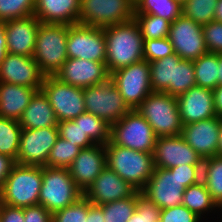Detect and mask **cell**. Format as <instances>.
<instances>
[{
  "mask_svg": "<svg viewBox=\"0 0 222 222\" xmlns=\"http://www.w3.org/2000/svg\"><path fill=\"white\" fill-rule=\"evenodd\" d=\"M106 68L112 72L144 60V40L133 19L104 28Z\"/></svg>",
  "mask_w": 222,
  "mask_h": 222,
  "instance_id": "6da1fadb",
  "label": "cell"
},
{
  "mask_svg": "<svg viewBox=\"0 0 222 222\" xmlns=\"http://www.w3.org/2000/svg\"><path fill=\"white\" fill-rule=\"evenodd\" d=\"M104 147L107 167L134 189L142 191L155 168L153 154L114 145L111 141Z\"/></svg>",
  "mask_w": 222,
  "mask_h": 222,
  "instance_id": "7a4b0ae2",
  "label": "cell"
},
{
  "mask_svg": "<svg viewBox=\"0 0 222 222\" xmlns=\"http://www.w3.org/2000/svg\"><path fill=\"white\" fill-rule=\"evenodd\" d=\"M42 176V166L15 164L0 189V203L19 208L39 205Z\"/></svg>",
  "mask_w": 222,
  "mask_h": 222,
  "instance_id": "3957f363",
  "label": "cell"
},
{
  "mask_svg": "<svg viewBox=\"0 0 222 222\" xmlns=\"http://www.w3.org/2000/svg\"><path fill=\"white\" fill-rule=\"evenodd\" d=\"M67 37V24L41 22L39 25L33 59L45 76H55L68 59Z\"/></svg>",
  "mask_w": 222,
  "mask_h": 222,
  "instance_id": "277c9868",
  "label": "cell"
},
{
  "mask_svg": "<svg viewBox=\"0 0 222 222\" xmlns=\"http://www.w3.org/2000/svg\"><path fill=\"white\" fill-rule=\"evenodd\" d=\"M136 110L150 124L157 137L181 135L183 124L175 96L152 92Z\"/></svg>",
  "mask_w": 222,
  "mask_h": 222,
  "instance_id": "5b68a950",
  "label": "cell"
},
{
  "mask_svg": "<svg viewBox=\"0 0 222 222\" xmlns=\"http://www.w3.org/2000/svg\"><path fill=\"white\" fill-rule=\"evenodd\" d=\"M83 196L67 168L43 167L39 205L52 214L63 209Z\"/></svg>",
  "mask_w": 222,
  "mask_h": 222,
  "instance_id": "8992f818",
  "label": "cell"
},
{
  "mask_svg": "<svg viewBox=\"0 0 222 222\" xmlns=\"http://www.w3.org/2000/svg\"><path fill=\"white\" fill-rule=\"evenodd\" d=\"M157 138L150 124L136 109L111 125L110 141L114 145L153 154Z\"/></svg>",
  "mask_w": 222,
  "mask_h": 222,
  "instance_id": "52a82bcc",
  "label": "cell"
},
{
  "mask_svg": "<svg viewBox=\"0 0 222 222\" xmlns=\"http://www.w3.org/2000/svg\"><path fill=\"white\" fill-rule=\"evenodd\" d=\"M83 95L86 112L109 125L115 124L131 110L110 78L105 83L83 88Z\"/></svg>",
  "mask_w": 222,
  "mask_h": 222,
  "instance_id": "ba28073f",
  "label": "cell"
},
{
  "mask_svg": "<svg viewBox=\"0 0 222 222\" xmlns=\"http://www.w3.org/2000/svg\"><path fill=\"white\" fill-rule=\"evenodd\" d=\"M134 17L132 0H81L78 24L105 28Z\"/></svg>",
  "mask_w": 222,
  "mask_h": 222,
  "instance_id": "9c48e42d",
  "label": "cell"
},
{
  "mask_svg": "<svg viewBox=\"0 0 222 222\" xmlns=\"http://www.w3.org/2000/svg\"><path fill=\"white\" fill-rule=\"evenodd\" d=\"M128 107L137 109L141 102L153 92L150 66L146 60L118 69L110 74Z\"/></svg>",
  "mask_w": 222,
  "mask_h": 222,
  "instance_id": "30bf717a",
  "label": "cell"
},
{
  "mask_svg": "<svg viewBox=\"0 0 222 222\" xmlns=\"http://www.w3.org/2000/svg\"><path fill=\"white\" fill-rule=\"evenodd\" d=\"M41 90L47 96L58 122L74 120L86 112L81 87L66 84L55 76H45Z\"/></svg>",
  "mask_w": 222,
  "mask_h": 222,
  "instance_id": "8fae6325",
  "label": "cell"
},
{
  "mask_svg": "<svg viewBox=\"0 0 222 222\" xmlns=\"http://www.w3.org/2000/svg\"><path fill=\"white\" fill-rule=\"evenodd\" d=\"M66 51L68 58L105 62L106 39L104 28L81 24L68 25Z\"/></svg>",
  "mask_w": 222,
  "mask_h": 222,
  "instance_id": "7c38bea8",
  "label": "cell"
},
{
  "mask_svg": "<svg viewBox=\"0 0 222 222\" xmlns=\"http://www.w3.org/2000/svg\"><path fill=\"white\" fill-rule=\"evenodd\" d=\"M59 137L58 127L22 129L16 164L47 166L51 148Z\"/></svg>",
  "mask_w": 222,
  "mask_h": 222,
  "instance_id": "4fadbf2b",
  "label": "cell"
},
{
  "mask_svg": "<svg viewBox=\"0 0 222 222\" xmlns=\"http://www.w3.org/2000/svg\"><path fill=\"white\" fill-rule=\"evenodd\" d=\"M174 53L185 60L194 61L207 54L202 25L183 13L171 23L168 35Z\"/></svg>",
  "mask_w": 222,
  "mask_h": 222,
  "instance_id": "5bb4252c",
  "label": "cell"
},
{
  "mask_svg": "<svg viewBox=\"0 0 222 222\" xmlns=\"http://www.w3.org/2000/svg\"><path fill=\"white\" fill-rule=\"evenodd\" d=\"M154 167L170 169L180 165H202L203 159L181 135L158 137L153 153Z\"/></svg>",
  "mask_w": 222,
  "mask_h": 222,
  "instance_id": "9a60e30c",
  "label": "cell"
},
{
  "mask_svg": "<svg viewBox=\"0 0 222 222\" xmlns=\"http://www.w3.org/2000/svg\"><path fill=\"white\" fill-rule=\"evenodd\" d=\"M185 189L175 173L169 169L154 168L142 192L160 209H167L182 205Z\"/></svg>",
  "mask_w": 222,
  "mask_h": 222,
  "instance_id": "2e32d148",
  "label": "cell"
},
{
  "mask_svg": "<svg viewBox=\"0 0 222 222\" xmlns=\"http://www.w3.org/2000/svg\"><path fill=\"white\" fill-rule=\"evenodd\" d=\"M55 77L66 84L85 88L105 83L110 74L105 62L68 58Z\"/></svg>",
  "mask_w": 222,
  "mask_h": 222,
  "instance_id": "e0dca14e",
  "label": "cell"
},
{
  "mask_svg": "<svg viewBox=\"0 0 222 222\" xmlns=\"http://www.w3.org/2000/svg\"><path fill=\"white\" fill-rule=\"evenodd\" d=\"M44 78L45 75L33 57L7 52L0 65V82L41 88Z\"/></svg>",
  "mask_w": 222,
  "mask_h": 222,
  "instance_id": "ac0fdd59",
  "label": "cell"
},
{
  "mask_svg": "<svg viewBox=\"0 0 222 222\" xmlns=\"http://www.w3.org/2000/svg\"><path fill=\"white\" fill-rule=\"evenodd\" d=\"M220 117L183 125L181 136L201 159L218 155Z\"/></svg>",
  "mask_w": 222,
  "mask_h": 222,
  "instance_id": "d6986e66",
  "label": "cell"
},
{
  "mask_svg": "<svg viewBox=\"0 0 222 222\" xmlns=\"http://www.w3.org/2000/svg\"><path fill=\"white\" fill-rule=\"evenodd\" d=\"M137 190L107 166L83 195L96 206L131 197Z\"/></svg>",
  "mask_w": 222,
  "mask_h": 222,
  "instance_id": "ffe728a7",
  "label": "cell"
},
{
  "mask_svg": "<svg viewBox=\"0 0 222 222\" xmlns=\"http://www.w3.org/2000/svg\"><path fill=\"white\" fill-rule=\"evenodd\" d=\"M106 166L104 145L94 144L81 149L68 169L76 186L84 193Z\"/></svg>",
  "mask_w": 222,
  "mask_h": 222,
  "instance_id": "44dd1931",
  "label": "cell"
},
{
  "mask_svg": "<svg viewBox=\"0 0 222 222\" xmlns=\"http://www.w3.org/2000/svg\"><path fill=\"white\" fill-rule=\"evenodd\" d=\"M176 99L183 125L216 117L211 89L195 85Z\"/></svg>",
  "mask_w": 222,
  "mask_h": 222,
  "instance_id": "7402d4cb",
  "label": "cell"
},
{
  "mask_svg": "<svg viewBox=\"0 0 222 222\" xmlns=\"http://www.w3.org/2000/svg\"><path fill=\"white\" fill-rule=\"evenodd\" d=\"M40 24L41 21L35 15L5 21L7 52L33 57Z\"/></svg>",
  "mask_w": 222,
  "mask_h": 222,
  "instance_id": "603a6c76",
  "label": "cell"
},
{
  "mask_svg": "<svg viewBox=\"0 0 222 222\" xmlns=\"http://www.w3.org/2000/svg\"><path fill=\"white\" fill-rule=\"evenodd\" d=\"M81 0H35L34 14L42 23L78 24Z\"/></svg>",
  "mask_w": 222,
  "mask_h": 222,
  "instance_id": "cb8c5ba5",
  "label": "cell"
},
{
  "mask_svg": "<svg viewBox=\"0 0 222 222\" xmlns=\"http://www.w3.org/2000/svg\"><path fill=\"white\" fill-rule=\"evenodd\" d=\"M40 89L0 82V117L19 121L32 96Z\"/></svg>",
  "mask_w": 222,
  "mask_h": 222,
  "instance_id": "d4e9b609",
  "label": "cell"
},
{
  "mask_svg": "<svg viewBox=\"0 0 222 222\" xmlns=\"http://www.w3.org/2000/svg\"><path fill=\"white\" fill-rule=\"evenodd\" d=\"M22 129L57 127L58 121L47 96L40 89L32 96L28 107L19 120Z\"/></svg>",
  "mask_w": 222,
  "mask_h": 222,
  "instance_id": "484cf974",
  "label": "cell"
},
{
  "mask_svg": "<svg viewBox=\"0 0 222 222\" xmlns=\"http://www.w3.org/2000/svg\"><path fill=\"white\" fill-rule=\"evenodd\" d=\"M182 205L187 207L191 212L195 213L204 222L208 218L209 219L215 218V216L211 218L207 217V216H212V214L217 215L216 221H218V219L221 216V213L219 212V206L213 200L203 180L199 181L198 183L190 185L184 190Z\"/></svg>",
  "mask_w": 222,
  "mask_h": 222,
  "instance_id": "4316f807",
  "label": "cell"
},
{
  "mask_svg": "<svg viewBox=\"0 0 222 222\" xmlns=\"http://www.w3.org/2000/svg\"><path fill=\"white\" fill-rule=\"evenodd\" d=\"M182 60L176 53L154 62L150 66V79L153 92H164L170 84H174L175 63Z\"/></svg>",
  "mask_w": 222,
  "mask_h": 222,
  "instance_id": "83f0119b",
  "label": "cell"
},
{
  "mask_svg": "<svg viewBox=\"0 0 222 222\" xmlns=\"http://www.w3.org/2000/svg\"><path fill=\"white\" fill-rule=\"evenodd\" d=\"M134 14H152L171 23L182 14V5L176 0H134Z\"/></svg>",
  "mask_w": 222,
  "mask_h": 222,
  "instance_id": "f1b7e54d",
  "label": "cell"
},
{
  "mask_svg": "<svg viewBox=\"0 0 222 222\" xmlns=\"http://www.w3.org/2000/svg\"><path fill=\"white\" fill-rule=\"evenodd\" d=\"M196 86L214 90L218 86V53H207L193 61Z\"/></svg>",
  "mask_w": 222,
  "mask_h": 222,
  "instance_id": "f546056e",
  "label": "cell"
},
{
  "mask_svg": "<svg viewBox=\"0 0 222 222\" xmlns=\"http://www.w3.org/2000/svg\"><path fill=\"white\" fill-rule=\"evenodd\" d=\"M202 180L219 206L222 203V156L215 155L203 160Z\"/></svg>",
  "mask_w": 222,
  "mask_h": 222,
  "instance_id": "4dcf8cb0",
  "label": "cell"
},
{
  "mask_svg": "<svg viewBox=\"0 0 222 222\" xmlns=\"http://www.w3.org/2000/svg\"><path fill=\"white\" fill-rule=\"evenodd\" d=\"M73 121L95 144L106 145L110 141L111 125L96 115L84 112Z\"/></svg>",
  "mask_w": 222,
  "mask_h": 222,
  "instance_id": "1f68e13d",
  "label": "cell"
},
{
  "mask_svg": "<svg viewBox=\"0 0 222 222\" xmlns=\"http://www.w3.org/2000/svg\"><path fill=\"white\" fill-rule=\"evenodd\" d=\"M22 127L19 121L0 117V154L17 159Z\"/></svg>",
  "mask_w": 222,
  "mask_h": 222,
  "instance_id": "d6a6232c",
  "label": "cell"
},
{
  "mask_svg": "<svg viewBox=\"0 0 222 222\" xmlns=\"http://www.w3.org/2000/svg\"><path fill=\"white\" fill-rule=\"evenodd\" d=\"M143 39L166 38L169 35L171 22L152 14H134Z\"/></svg>",
  "mask_w": 222,
  "mask_h": 222,
  "instance_id": "836d02e7",
  "label": "cell"
},
{
  "mask_svg": "<svg viewBox=\"0 0 222 222\" xmlns=\"http://www.w3.org/2000/svg\"><path fill=\"white\" fill-rule=\"evenodd\" d=\"M195 85L193 61L182 59L179 63H175L174 84H170L164 92L177 97Z\"/></svg>",
  "mask_w": 222,
  "mask_h": 222,
  "instance_id": "e575fe53",
  "label": "cell"
},
{
  "mask_svg": "<svg viewBox=\"0 0 222 222\" xmlns=\"http://www.w3.org/2000/svg\"><path fill=\"white\" fill-rule=\"evenodd\" d=\"M80 151V147L59 136L56 144L51 148L47 159V167L68 169Z\"/></svg>",
  "mask_w": 222,
  "mask_h": 222,
  "instance_id": "d590c367",
  "label": "cell"
},
{
  "mask_svg": "<svg viewBox=\"0 0 222 222\" xmlns=\"http://www.w3.org/2000/svg\"><path fill=\"white\" fill-rule=\"evenodd\" d=\"M136 192L129 198L105 203L99 207L103 211L104 222H127L136 210Z\"/></svg>",
  "mask_w": 222,
  "mask_h": 222,
  "instance_id": "8d00e7d4",
  "label": "cell"
},
{
  "mask_svg": "<svg viewBox=\"0 0 222 222\" xmlns=\"http://www.w3.org/2000/svg\"><path fill=\"white\" fill-rule=\"evenodd\" d=\"M218 0H187L182 5V13L194 22L204 25L215 20Z\"/></svg>",
  "mask_w": 222,
  "mask_h": 222,
  "instance_id": "74e56055",
  "label": "cell"
},
{
  "mask_svg": "<svg viewBox=\"0 0 222 222\" xmlns=\"http://www.w3.org/2000/svg\"><path fill=\"white\" fill-rule=\"evenodd\" d=\"M136 210L127 222H160L161 209L142 191H136Z\"/></svg>",
  "mask_w": 222,
  "mask_h": 222,
  "instance_id": "f35d334b",
  "label": "cell"
},
{
  "mask_svg": "<svg viewBox=\"0 0 222 222\" xmlns=\"http://www.w3.org/2000/svg\"><path fill=\"white\" fill-rule=\"evenodd\" d=\"M34 11L35 0H0V21L29 17Z\"/></svg>",
  "mask_w": 222,
  "mask_h": 222,
  "instance_id": "ab89813d",
  "label": "cell"
},
{
  "mask_svg": "<svg viewBox=\"0 0 222 222\" xmlns=\"http://www.w3.org/2000/svg\"><path fill=\"white\" fill-rule=\"evenodd\" d=\"M88 199L83 195L75 203L53 213L52 222H86Z\"/></svg>",
  "mask_w": 222,
  "mask_h": 222,
  "instance_id": "60d3db41",
  "label": "cell"
},
{
  "mask_svg": "<svg viewBox=\"0 0 222 222\" xmlns=\"http://www.w3.org/2000/svg\"><path fill=\"white\" fill-rule=\"evenodd\" d=\"M59 136L68 140L73 145L83 148L93 146L95 143L83 132L80 125H76L73 120L58 122Z\"/></svg>",
  "mask_w": 222,
  "mask_h": 222,
  "instance_id": "b9f144b4",
  "label": "cell"
},
{
  "mask_svg": "<svg viewBox=\"0 0 222 222\" xmlns=\"http://www.w3.org/2000/svg\"><path fill=\"white\" fill-rule=\"evenodd\" d=\"M144 40V60L154 62L174 54L172 43L168 37Z\"/></svg>",
  "mask_w": 222,
  "mask_h": 222,
  "instance_id": "7bdbcfd3",
  "label": "cell"
},
{
  "mask_svg": "<svg viewBox=\"0 0 222 222\" xmlns=\"http://www.w3.org/2000/svg\"><path fill=\"white\" fill-rule=\"evenodd\" d=\"M202 32L209 53H222V22L213 20L202 25Z\"/></svg>",
  "mask_w": 222,
  "mask_h": 222,
  "instance_id": "ee69618b",
  "label": "cell"
},
{
  "mask_svg": "<svg viewBox=\"0 0 222 222\" xmlns=\"http://www.w3.org/2000/svg\"><path fill=\"white\" fill-rule=\"evenodd\" d=\"M160 222H204L184 205L161 209ZM208 222V221H207Z\"/></svg>",
  "mask_w": 222,
  "mask_h": 222,
  "instance_id": "f6af8a7d",
  "label": "cell"
},
{
  "mask_svg": "<svg viewBox=\"0 0 222 222\" xmlns=\"http://www.w3.org/2000/svg\"><path fill=\"white\" fill-rule=\"evenodd\" d=\"M169 170L177 175L185 188L202 180V165H180Z\"/></svg>",
  "mask_w": 222,
  "mask_h": 222,
  "instance_id": "bcb514c9",
  "label": "cell"
},
{
  "mask_svg": "<svg viewBox=\"0 0 222 222\" xmlns=\"http://www.w3.org/2000/svg\"><path fill=\"white\" fill-rule=\"evenodd\" d=\"M52 215L42 205L24 208V222H52Z\"/></svg>",
  "mask_w": 222,
  "mask_h": 222,
  "instance_id": "7dc6e473",
  "label": "cell"
},
{
  "mask_svg": "<svg viewBox=\"0 0 222 222\" xmlns=\"http://www.w3.org/2000/svg\"><path fill=\"white\" fill-rule=\"evenodd\" d=\"M0 222H24V208L0 203Z\"/></svg>",
  "mask_w": 222,
  "mask_h": 222,
  "instance_id": "c3c4849f",
  "label": "cell"
},
{
  "mask_svg": "<svg viewBox=\"0 0 222 222\" xmlns=\"http://www.w3.org/2000/svg\"><path fill=\"white\" fill-rule=\"evenodd\" d=\"M15 160L7 155L0 154V189L15 165Z\"/></svg>",
  "mask_w": 222,
  "mask_h": 222,
  "instance_id": "681fc988",
  "label": "cell"
},
{
  "mask_svg": "<svg viewBox=\"0 0 222 222\" xmlns=\"http://www.w3.org/2000/svg\"><path fill=\"white\" fill-rule=\"evenodd\" d=\"M86 222H104L102 209L99 206L93 205L89 200Z\"/></svg>",
  "mask_w": 222,
  "mask_h": 222,
  "instance_id": "f907efd6",
  "label": "cell"
},
{
  "mask_svg": "<svg viewBox=\"0 0 222 222\" xmlns=\"http://www.w3.org/2000/svg\"><path fill=\"white\" fill-rule=\"evenodd\" d=\"M7 54V40L5 35V21H0V65Z\"/></svg>",
  "mask_w": 222,
  "mask_h": 222,
  "instance_id": "816d5d0a",
  "label": "cell"
},
{
  "mask_svg": "<svg viewBox=\"0 0 222 222\" xmlns=\"http://www.w3.org/2000/svg\"><path fill=\"white\" fill-rule=\"evenodd\" d=\"M212 91H213L216 116L222 117V85H218Z\"/></svg>",
  "mask_w": 222,
  "mask_h": 222,
  "instance_id": "f5cc1de1",
  "label": "cell"
},
{
  "mask_svg": "<svg viewBox=\"0 0 222 222\" xmlns=\"http://www.w3.org/2000/svg\"><path fill=\"white\" fill-rule=\"evenodd\" d=\"M215 20L222 22V0H218L215 11Z\"/></svg>",
  "mask_w": 222,
  "mask_h": 222,
  "instance_id": "db71d44e",
  "label": "cell"
},
{
  "mask_svg": "<svg viewBox=\"0 0 222 222\" xmlns=\"http://www.w3.org/2000/svg\"><path fill=\"white\" fill-rule=\"evenodd\" d=\"M218 85H222V53H218Z\"/></svg>",
  "mask_w": 222,
  "mask_h": 222,
  "instance_id": "11a10c76",
  "label": "cell"
},
{
  "mask_svg": "<svg viewBox=\"0 0 222 222\" xmlns=\"http://www.w3.org/2000/svg\"><path fill=\"white\" fill-rule=\"evenodd\" d=\"M218 155L222 156V117H220V134H219Z\"/></svg>",
  "mask_w": 222,
  "mask_h": 222,
  "instance_id": "9f6ffc18",
  "label": "cell"
},
{
  "mask_svg": "<svg viewBox=\"0 0 222 222\" xmlns=\"http://www.w3.org/2000/svg\"><path fill=\"white\" fill-rule=\"evenodd\" d=\"M177 2H179L181 5H183L187 0H176Z\"/></svg>",
  "mask_w": 222,
  "mask_h": 222,
  "instance_id": "6f0895ef",
  "label": "cell"
},
{
  "mask_svg": "<svg viewBox=\"0 0 222 222\" xmlns=\"http://www.w3.org/2000/svg\"><path fill=\"white\" fill-rule=\"evenodd\" d=\"M219 212H222V203L219 205Z\"/></svg>",
  "mask_w": 222,
  "mask_h": 222,
  "instance_id": "680465c9",
  "label": "cell"
}]
</instances>
